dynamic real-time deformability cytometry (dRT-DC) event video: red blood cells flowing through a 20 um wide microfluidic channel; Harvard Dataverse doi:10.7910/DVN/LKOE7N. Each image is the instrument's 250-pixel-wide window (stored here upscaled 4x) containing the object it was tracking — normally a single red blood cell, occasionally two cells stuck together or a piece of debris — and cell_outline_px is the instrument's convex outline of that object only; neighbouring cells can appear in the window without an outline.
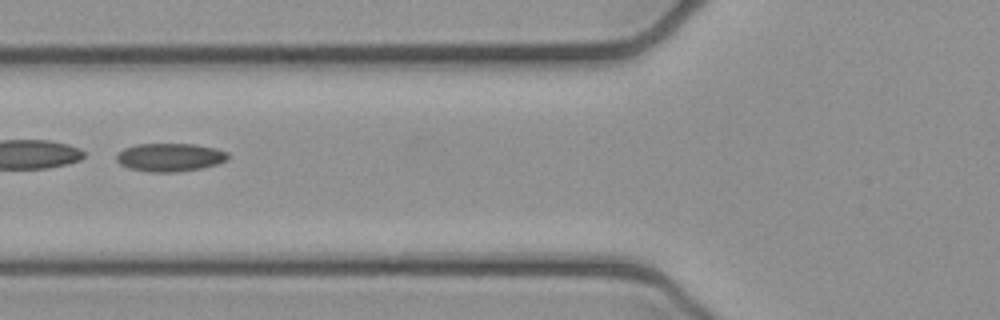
{"species": "common noctule bat (a hibernating species)", "species_latin": "Nyctalus noctula", "temperature_condition": "cold", "stored_images_in_passage": 5, "camera_frame_rate_fps": 3000, "um_per_image_px": 0.085, "animal": {"sex": "female", "body_mass_g": 21.9}, "frame": {"image": 1, "passage_image": 4, "time_ms": 1.0, "image_size_px": [1000, 320], "cell_outline_px": [[228, 160], [216, 164], [200, 168], [176, 172], [148, 172], [128, 168], [120, 164], [116, 160], [116, 156], [124, 148], [136, 144], [196, 144], [216, 148], [228, 152]], "centroid_in_image_um": [14.44, 13.37], "position_along_channel_um": 111.4, "area_um2": 18.38}}
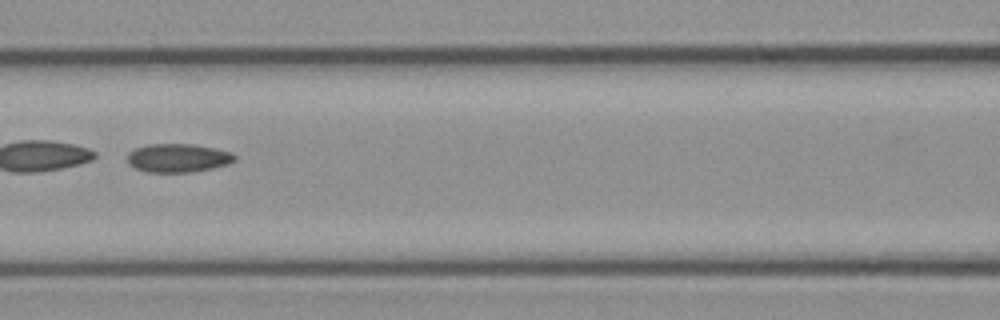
{"frame": {"image": 2, "passage_image": 5, "time_ms": 1.333, "image_size_px": [1000, 320], "cell_outline_px": [[236, 160], [228, 164], [212, 168], [192, 172], [148, 172], [136, 168], [128, 164], [128, 152], [136, 148], [148, 144], [192, 144], [232, 152], [236, 156]], "centroid_in_image_um": [15.13, 13.43], "position_along_channel_um": 151.5, "area_um2": 17.8}}